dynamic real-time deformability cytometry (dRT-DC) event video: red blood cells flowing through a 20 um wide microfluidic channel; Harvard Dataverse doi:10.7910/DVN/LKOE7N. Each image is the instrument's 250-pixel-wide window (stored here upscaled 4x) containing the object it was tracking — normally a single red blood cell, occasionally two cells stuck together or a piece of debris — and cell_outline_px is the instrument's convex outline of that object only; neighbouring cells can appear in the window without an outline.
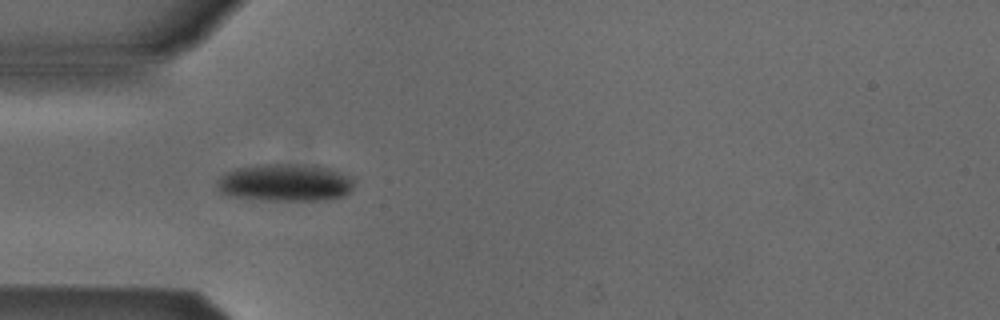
{"species": "Egyptian fruit bat (a non-hibernating species)", "species_latin": "Rousettus aegyptiacus", "temperature_condition": "cold", "stored_images_in_passage": 4, "camera_frame_rate_fps": 3000, "um_per_image_px": 0.085, "animal": {"sex": "male"}, "frame": {"image": 1, "passage_image": 3, "time_ms": 0.667, "image_size_px": [1000, 320], "cell_outline_px": [[356, 180], [352, 188], [344, 196], [324, 200], [268, 200], [228, 196], [220, 192], [216, 188], [216, 180], [224, 172], [236, 168], [264, 164], [316, 164], [332, 168], [352, 176]], "centroid_in_image_um": [24.26, 15.5], "position_along_channel_um": 60.7, "area_um2": 30.58}}
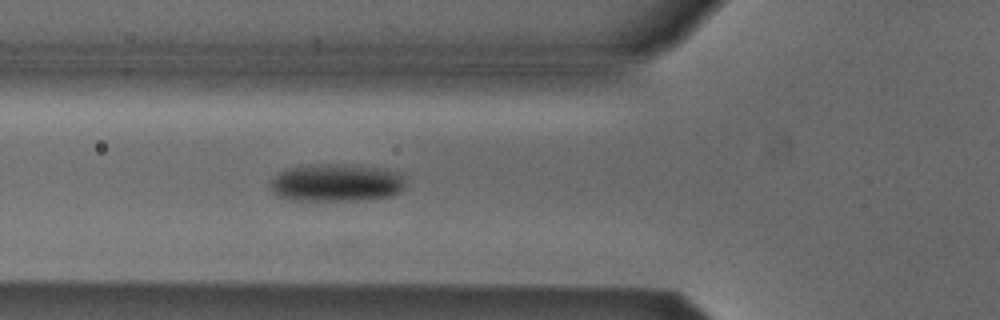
{"frame": {"image": 2, "passage_image": 4, "time_ms": 1.0, "image_size_px": [1000, 320], "cell_outline_px": [[408, 176], [404, 188], [400, 192], [392, 196], [364, 200], [288, 200], [276, 196], [272, 192], [272, 180], [280, 172], [288, 168], [308, 164], [348, 164], [388, 168], [404, 172]], "centroid_in_image_um": [28.71, 15.52], "position_along_channel_um": 97.1, "area_um2": 30.58}}